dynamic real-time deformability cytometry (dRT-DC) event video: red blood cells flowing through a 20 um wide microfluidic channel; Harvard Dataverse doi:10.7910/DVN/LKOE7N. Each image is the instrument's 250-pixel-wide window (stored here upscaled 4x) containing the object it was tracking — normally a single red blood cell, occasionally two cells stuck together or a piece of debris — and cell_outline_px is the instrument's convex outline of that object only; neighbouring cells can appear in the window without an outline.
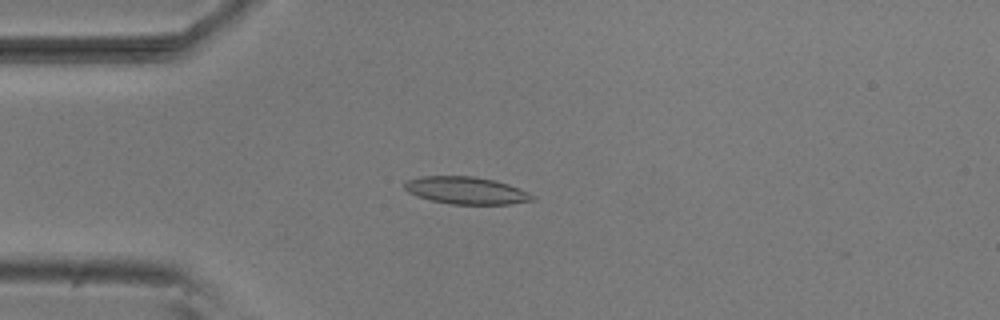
{"species": "common noctule bat (a hibernating species)", "species_latin": "Nyctalus noctula", "temperature_condition": "room temperature", "stored_images_in_passage": 52, "camera_frame_rate_fps": 3000, "um_per_image_px": 0.085, "animal": {"sex": "male", "body_mass_g": 20.5, "forearm_length_mm": 52.5}, "frame": {"image": 1, "passage_image": 13, "time_ms": 4.0, "image_size_px": [1000, 320], "cell_outline_px": [[536, 200], [508, 204], [452, 204], [432, 200], [416, 196], [408, 192], [404, 188], [404, 184], [408, 180], [420, 176], [476, 176], [508, 184], [520, 188], [536, 196]], "centroid_in_image_um": [39.65, 16.19], "position_along_channel_um": 45.4, "area_um2": 20.35}}
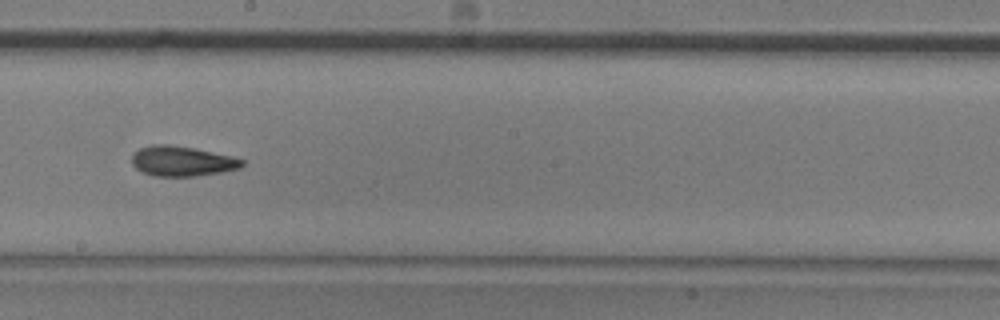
{"frame": {"image": 2, "passage_image": 29, "time_ms": 9.333, "image_size_px": [1000, 320], "cell_outline_px": [[244, 164], [240, 168], [220, 172], [192, 176], [152, 176], [140, 172], [132, 164], [132, 152], [140, 148], [152, 144], [168, 144], [192, 148], [232, 156], [244, 160]], "centroid_in_image_um": [15.42, 13.7], "position_along_channel_um": 232.8, "area_um2": 19.31}}
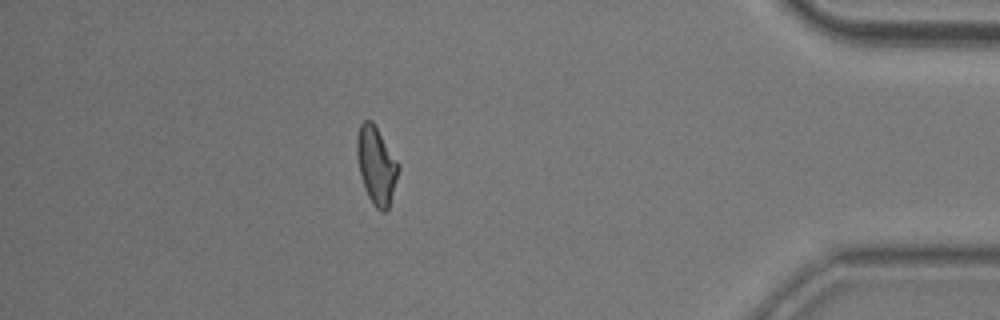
{"frame": {"image": 3, "passage_image": 46, "time_ms": 15.0, "image_size_px": [1000, 320], "cell_outline_px": [[400, 168], [388, 208], [384, 212], [380, 212], [372, 204], [364, 188], [360, 176], [356, 152], [356, 140], [360, 124], [364, 120], [372, 120], [400, 164]], "centroid_in_image_um": [31.98, 14.05], "position_along_channel_um": 403.2, "area_um2": 18.84}, "authors_computed_cell_mechanics": {"area_um2": 19.1896, "velocity_mm_per_s": 3.7935, "shape_relaxation_time_tau1_ms": 9.7621, "shape_relaxation_time_tau2_ms": 4.3133, "deformation_change_tau1": 0.2194, "deformation_change_tau2": 0.1368}}